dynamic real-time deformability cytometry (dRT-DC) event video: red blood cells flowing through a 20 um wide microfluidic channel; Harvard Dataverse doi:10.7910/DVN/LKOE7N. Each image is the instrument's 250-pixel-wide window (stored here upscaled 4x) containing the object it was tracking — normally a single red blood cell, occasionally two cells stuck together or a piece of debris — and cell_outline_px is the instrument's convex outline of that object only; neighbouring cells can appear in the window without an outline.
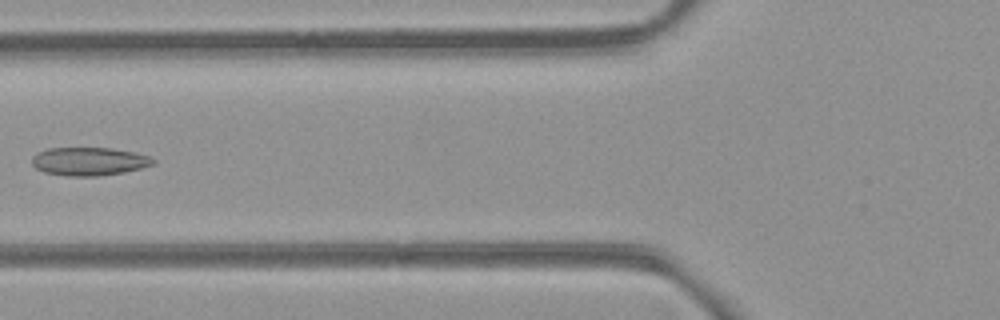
{"species": "common noctule bat (a hibernating species)", "species_latin": "Nyctalus noctula", "temperature_condition": "room temperature", "stored_images_in_passage": 7, "camera_frame_rate_fps": 3000, "um_per_image_px": 0.085, "animal": {"sex": "female", "body_mass_g": 21.9}, "frame": {"image": 1, "passage_image": 5, "time_ms": 4.667, "image_size_px": [1000, 320], "cell_outline_px": [[156, 164], [124, 172], [96, 176], [68, 176], [44, 172], [36, 168], [32, 164], [32, 156], [36, 152], [48, 148], [112, 148], [136, 152], [148, 156], [156, 160]], "centroid_in_image_um": [7.57, 13.71], "position_along_channel_um": 118.2, "area_um2": 20.06}}
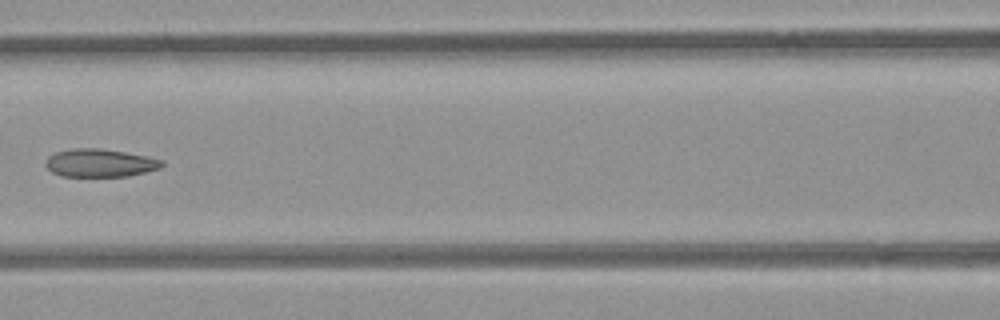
{"frame": {"image": 2, "passage_image": 6, "time_ms": 5.667, "image_size_px": [1000, 320], "cell_outline_px": [[164, 164], [160, 168], [128, 176], [60, 176], [52, 172], [44, 164], [48, 156], [56, 152], [76, 148], [100, 148], [148, 156], [164, 160]], "centroid_in_image_um": [8.5, 13.85], "position_along_channel_um": 158.1, "area_um2": 18.96}}
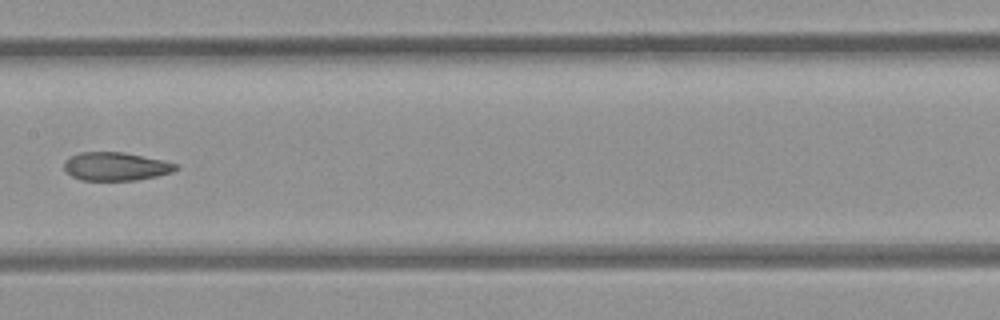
{"frame": {"image": 3, "passage_image": 7, "time_ms": 6.667, "image_size_px": [1000, 320], "cell_outline_px": [[180, 168], [172, 172], [156, 176], [136, 180], [80, 180], [72, 176], [64, 168], [64, 160], [80, 152], [124, 152], [164, 160], [176, 164]], "centroid_in_image_um": [9.86, 14.14], "position_along_channel_um": 197.5, "area_um2": 18.44}}